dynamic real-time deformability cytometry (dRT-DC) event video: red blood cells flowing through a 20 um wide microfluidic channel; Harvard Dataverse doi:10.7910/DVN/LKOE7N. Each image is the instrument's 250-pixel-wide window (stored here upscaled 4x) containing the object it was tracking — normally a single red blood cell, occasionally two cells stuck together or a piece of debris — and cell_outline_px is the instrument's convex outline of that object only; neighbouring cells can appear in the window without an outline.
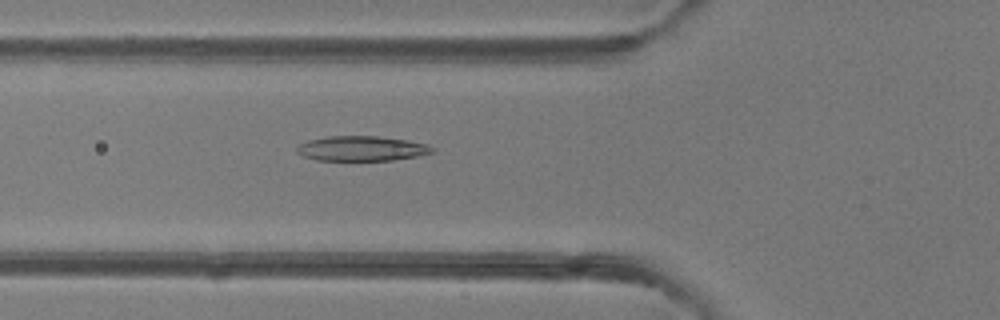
{"species": "common noctule bat (a hibernating species)", "species_latin": "Nyctalus noctula", "temperature_condition": "room temperature", "stored_images_in_passage": 49, "camera_frame_rate_fps": 3000, "um_per_image_px": 0.085, "animal": {"sex": "female"}, "frame": {"image": 1, "passage_image": 18, "time_ms": 5.667, "image_size_px": [1000, 320], "cell_outline_px": [[436, 148], [432, 152], [416, 156], [392, 160], [316, 160], [304, 156], [296, 152], [296, 148], [300, 144], [308, 140], [328, 136], [380, 136], [428, 144]], "centroid_in_image_um": [30.73, 12.62], "position_along_channel_um": 95.1, "area_um2": 19.54}}
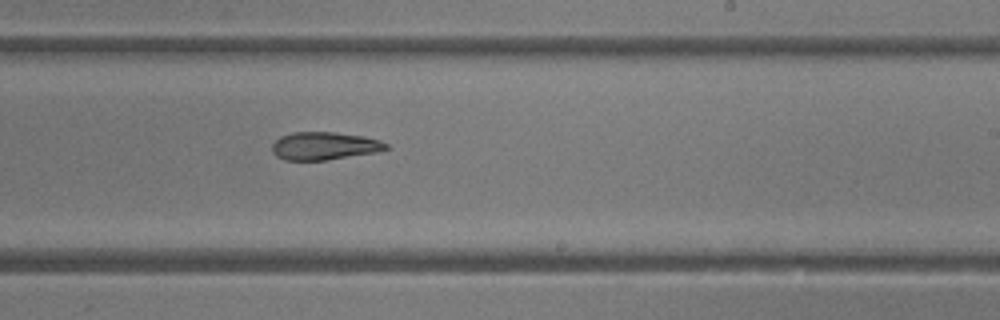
{"frame": {"image": 2, "passage_image": 30, "time_ms": 9.667, "image_size_px": [1000, 320], "cell_outline_px": [[388, 148], [376, 152], [328, 160], [284, 160], [276, 156], [272, 152], [272, 144], [280, 136], [292, 132], [336, 132], [364, 136], [380, 140], [388, 144]], "centroid_in_image_um": [27.55, 12.4], "position_along_channel_um": 261.4, "area_um2": 18.61}}
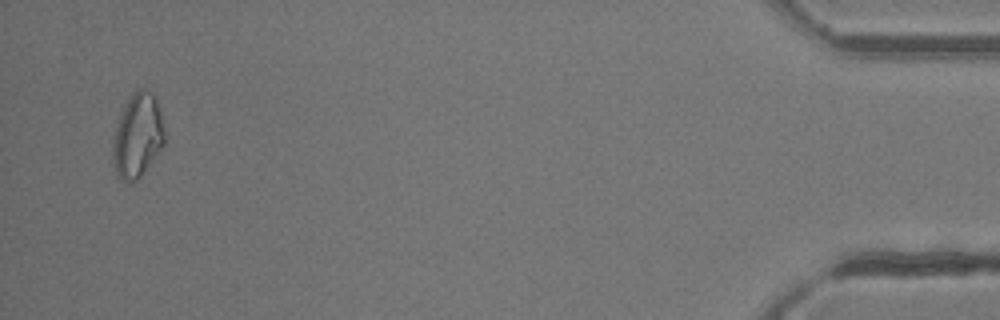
{"frame": {"image": 3, "passage_image": 48, "time_ms": 15.667, "image_size_px": [1000, 320], "cell_outline_px": [[164, 144], [140, 176], [132, 184], [120, 180], [116, 176], [112, 156], [112, 144], [116, 128], [120, 116], [132, 92], [136, 88], [144, 88], [152, 92], [156, 96], [164, 128]], "centroid_in_image_um": [11.68, 11.53], "position_along_channel_um": 423.5, "area_um2": 25.32}, "authors_computed_cell_mechanics": {"area_um2": 21.0392, "velocity_mm_per_s": 4.1469, "shape_relaxation_time_tau1_ms": null, "shape_relaxation_time_tau2_ms": 3.4326, "deformation_change_tau1": null, "deformation_change_tau2": 0.1053}}